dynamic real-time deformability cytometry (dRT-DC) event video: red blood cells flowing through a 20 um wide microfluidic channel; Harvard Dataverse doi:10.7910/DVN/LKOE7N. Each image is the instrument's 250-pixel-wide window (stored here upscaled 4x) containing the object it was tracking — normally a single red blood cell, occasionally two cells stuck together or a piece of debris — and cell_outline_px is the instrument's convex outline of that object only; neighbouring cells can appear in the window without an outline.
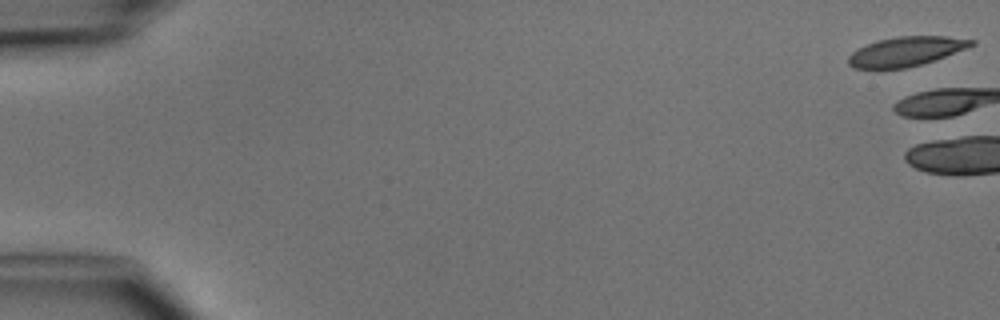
{"species": "common noctule bat (a hibernating species)", "species_latin": "Nyctalus noctula", "temperature_condition": "cold", "stored_images_in_passage": 6, "camera_frame_rate_fps": 3000, "um_per_image_px": 0.085, "animal": {"sex": "male", "body_mass_g": 15.6}, "frame": {"image": 1, "passage_image": 1, "time_ms": 0.0, "image_size_px": [1000, 320], "cell_outline_px": [[976, 44], [944, 56], [920, 64], [904, 68], [852, 68], [848, 64], [848, 56], [852, 52], [868, 44], [880, 40], [896, 36], [948, 36], [976, 40]], "centroid_in_image_um": [77.01, 4.36], "position_along_channel_um": 8.0, "area_um2": 20.69}}
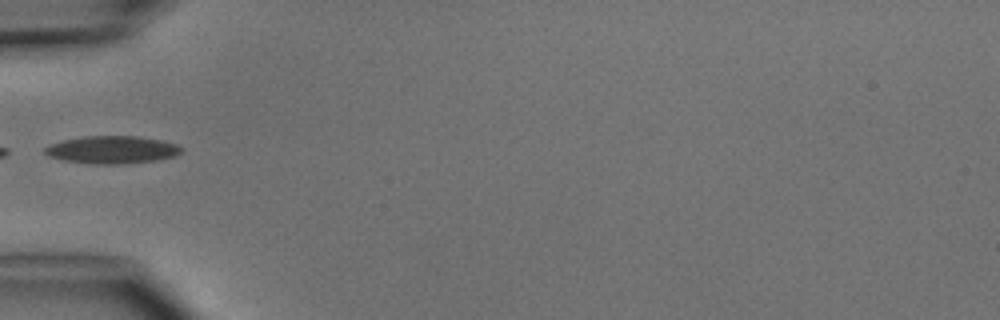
{"frame": {"image": 2, "passage_image": 6, "time_ms": 6.333, "image_size_px": [1000, 320], "cell_outline_px": [[184, 148], [176, 156], [156, 160], [120, 164], [92, 164], [64, 160], [48, 156], [44, 152], [44, 148], [52, 144], [64, 140], [84, 136], [136, 136], [160, 140], [176, 144]], "centroid_in_image_um": [9.53, 12.73], "position_along_channel_um": 75.5, "area_um2": 21.85}}